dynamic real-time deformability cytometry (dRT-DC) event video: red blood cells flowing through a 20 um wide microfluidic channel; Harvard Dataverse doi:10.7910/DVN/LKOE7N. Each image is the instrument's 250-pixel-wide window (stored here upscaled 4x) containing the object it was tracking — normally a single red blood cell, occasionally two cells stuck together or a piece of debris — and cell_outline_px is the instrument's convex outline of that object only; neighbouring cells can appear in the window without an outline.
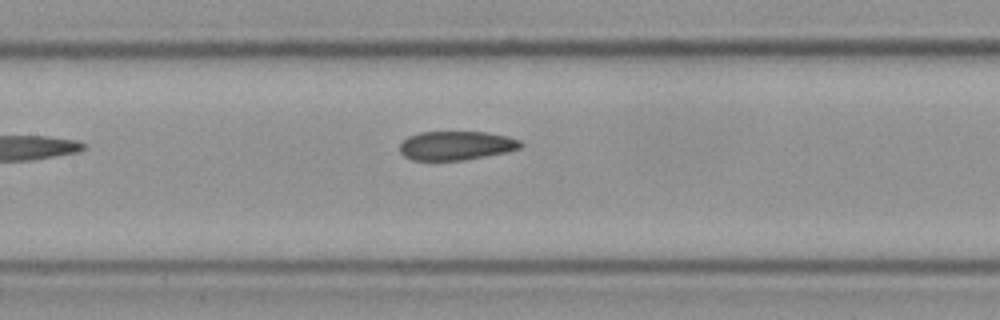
{"species": "Egyptian fruit bat (a non-hibernating species)", "species_latin": "Rousettus aegyptiacus", "temperature_condition": "cold", "stored_images_in_passage": 7, "camera_frame_rate_fps": 3000, "um_per_image_px": 0.085, "frame": {"image": 1, "passage_image": 7, "time_ms": 2.0, "image_size_px": [1000, 320], "cell_outline_px": [[524, 144], [520, 148], [508, 152], [464, 160], [412, 160], [404, 156], [400, 152], [400, 144], [408, 136], [420, 132], [488, 132], [508, 136], [520, 140]], "centroid_in_image_um": [38.8, 12.37], "position_along_channel_um": 168.6, "area_um2": 20.52}}